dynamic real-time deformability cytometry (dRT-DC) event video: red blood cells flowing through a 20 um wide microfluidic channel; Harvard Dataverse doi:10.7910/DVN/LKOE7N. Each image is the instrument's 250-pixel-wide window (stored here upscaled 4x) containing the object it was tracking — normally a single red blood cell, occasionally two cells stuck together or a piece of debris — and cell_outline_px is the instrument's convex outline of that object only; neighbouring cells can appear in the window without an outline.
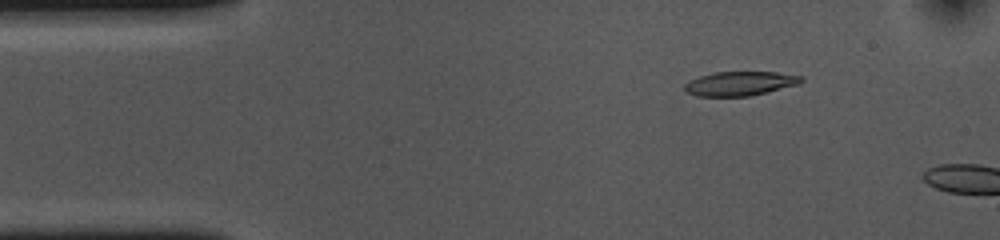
{"species": "common noctule bat (a hibernating species)", "species_latin": "Nyctalus noctula", "temperature_condition": "cold", "stored_images_in_passage": 9, "camera_frame_rate_fps": 3000, "um_per_image_px": 0.085, "animal": {"sex": "female", "body_mass_g": 10.0, "forearm_length_mm": 53.1}, "frame": {"image": 1, "passage_image": 7, "time_ms": 2.0, "image_size_px": [1000, 240], "cell_outline_px": [[804, 80], [800, 84], [748, 96], [696, 96], [688, 92], [684, 88], [684, 84], [688, 80], [700, 76], [716, 72], [776, 72], [804, 76]], "centroid_in_image_um": [62.91, 7.09], "position_along_channel_um": 22.1, "area_um2": 16.42}}